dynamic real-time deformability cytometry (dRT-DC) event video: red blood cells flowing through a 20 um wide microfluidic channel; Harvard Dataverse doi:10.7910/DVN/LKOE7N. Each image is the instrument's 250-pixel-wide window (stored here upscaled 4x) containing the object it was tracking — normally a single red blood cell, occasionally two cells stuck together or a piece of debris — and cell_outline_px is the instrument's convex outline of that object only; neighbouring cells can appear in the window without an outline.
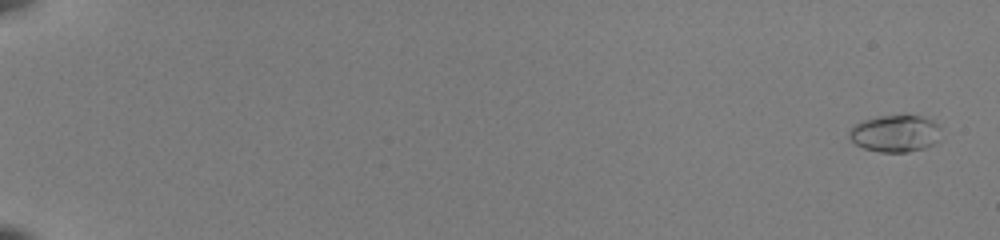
{"species": "common noctule bat (a hibernating species)", "species_latin": "Nyctalus noctula", "temperature_condition": "room temperature", "stored_images_in_passage": 54, "camera_frame_rate_fps": 3000, "um_per_image_px": 0.085, "animal": {"sex": "female", "body_mass_g": 22.0, "forearm_length_mm": 56.7}, "frame": {"image": 1, "passage_image": 2, "time_ms": 0.333, "image_size_px": [1000, 240], "cell_outline_px": [[940, 140], [924, 148], [908, 152], [880, 152], [864, 148], [856, 144], [848, 136], [848, 132], [852, 124], [876, 116], [920, 116], [932, 120], [940, 128]], "centroid_in_image_um": [76.07, 11.35], "position_along_channel_um": 8.9, "area_um2": 19.83}}
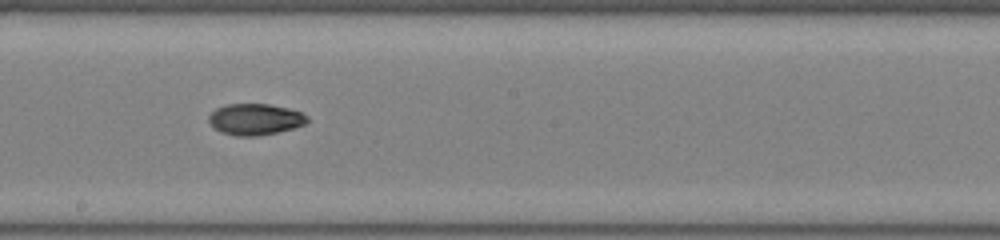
{"frame": {"image": 2, "passage_image": 34, "time_ms": 11.0, "image_size_px": [1000, 240], "cell_outline_px": [[308, 120], [304, 124], [292, 128], [276, 132], [256, 136], [236, 136], [220, 132], [208, 120], [208, 116], [216, 108], [228, 104], [268, 104], [288, 108], [300, 112], [308, 116]], "centroid_in_image_um": [21.67, 10.14], "position_along_channel_um": 226.5, "area_um2": 17.74}}
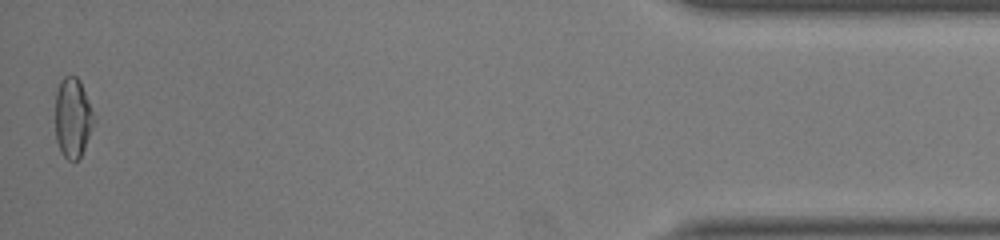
{"frame": {"image": 3, "passage_image": 54, "time_ms": 17.667, "image_size_px": [1000, 240], "cell_outline_px": [[96, 120], [84, 148], [80, 156], [76, 160], [68, 160], [60, 152], [56, 140], [56, 92], [60, 80], [64, 76], [76, 76], [80, 80]], "centroid_in_image_um": [6.18, 10.0], "position_along_channel_um": 429.0, "area_um2": 17.92}, "authors_computed_cell_mechanics": {"area_um2": 18.0914, "velocity_mm_per_s": 4.0199, "shape_relaxation_time_tau1_ms": 8.2449, "shape_relaxation_time_tau2_ms": 1.099, "deformation_change_tau1": 0.2277, "deformation_change_tau2": 0.0493}}